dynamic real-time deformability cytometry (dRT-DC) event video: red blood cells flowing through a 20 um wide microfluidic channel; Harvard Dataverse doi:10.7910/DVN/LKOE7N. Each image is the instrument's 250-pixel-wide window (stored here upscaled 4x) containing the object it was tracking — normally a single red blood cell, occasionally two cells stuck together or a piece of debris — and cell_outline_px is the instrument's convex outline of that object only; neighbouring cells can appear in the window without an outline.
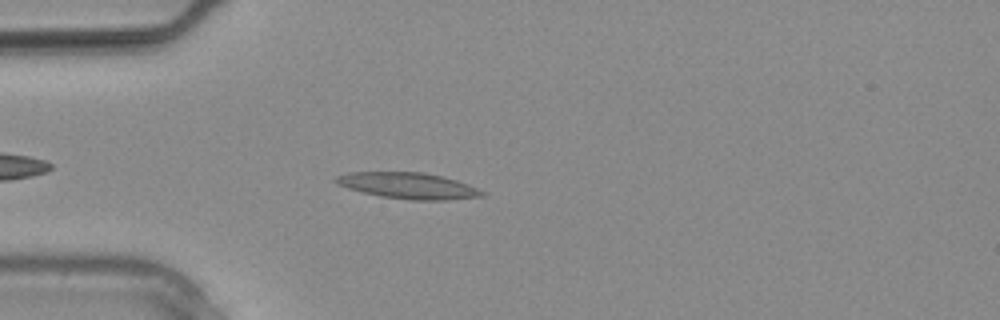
{"species": "common noctule bat (a hibernating species)", "species_latin": "Nyctalus noctula", "temperature_condition": "warm", "stored_images_in_passage": 7, "camera_frame_rate_fps": 3000, "um_per_image_px": 0.085, "animal": {"sex": "male", "body_mass_g": 20.4}, "frame": {"image": 1, "passage_image": 3, "time_ms": 0.667, "image_size_px": [1000, 320], "cell_outline_px": [[488, 196], [448, 200], [408, 200], [380, 196], [348, 188], [336, 184], [332, 180], [336, 176], [348, 172], [424, 172], [456, 180], [468, 184], [488, 192]], "centroid_in_image_um": [34.74, 15.79], "position_along_channel_um": 50.3, "area_um2": 22.54}}